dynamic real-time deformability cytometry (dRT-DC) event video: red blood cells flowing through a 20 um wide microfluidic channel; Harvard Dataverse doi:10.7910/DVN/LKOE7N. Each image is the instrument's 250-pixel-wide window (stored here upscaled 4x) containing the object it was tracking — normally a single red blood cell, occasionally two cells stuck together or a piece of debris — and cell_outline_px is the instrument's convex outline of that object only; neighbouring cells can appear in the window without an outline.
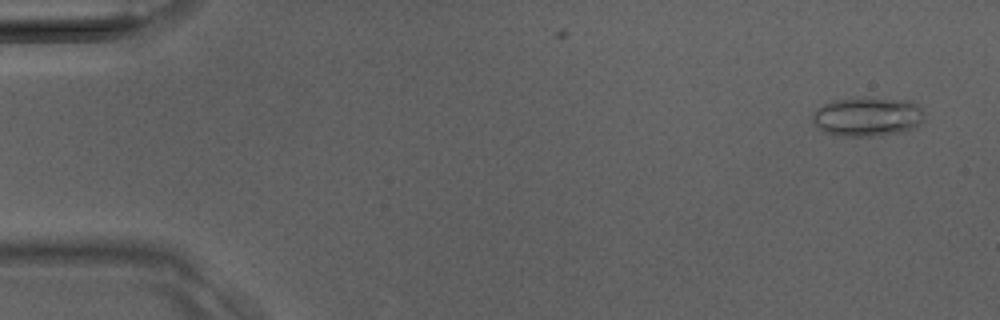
{"species": "Egyptian fruit bat (a non-hibernating species)", "species_latin": "Rousettus aegyptiacus", "temperature_condition": "room temperature", "stored_images_in_passage": 7, "camera_frame_rate_fps": 3000, "um_per_image_px": 0.085, "animal": {"sex": "male"}, "frame": {"image": 1, "passage_image": 2, "time_ms": 0.333, "image_size_px": [1000, 320], "cell_outline_px": [[924, 120], [920, 124], [904, 132], [880, 136], [844, 136], [824, 132], [816, 128], [812, 120], [812, 112], [816, 108], [832, 100], [856, 96], [864, 96], [912, 100], [924, 108]], "centroid_in_image_um": [73.75, 9.88], "position_along_channel_um": 11.2, "area_um2": 26.65}}